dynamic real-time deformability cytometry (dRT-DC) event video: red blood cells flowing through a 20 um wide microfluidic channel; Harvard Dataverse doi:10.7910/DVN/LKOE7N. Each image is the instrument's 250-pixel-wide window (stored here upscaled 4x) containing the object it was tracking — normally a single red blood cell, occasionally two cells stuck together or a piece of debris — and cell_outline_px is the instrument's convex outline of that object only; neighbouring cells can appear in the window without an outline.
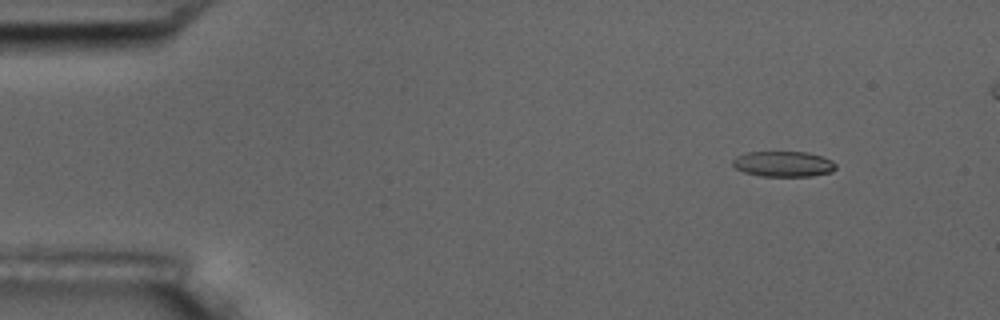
{"species": "common noctule bat (a hibernating species)", "species_latin": "Nyctalus noctula", "temperature_condition": "room temperature", "stored_images_in_passage": 6, "camera_frame_rate_fps": 3000, "um_per_image_px": 0.085, "animal": {"sex": "male", "body_mass_g": 17.5, "forearm_length_mm": 52.3}, "frame": {"image": 1, "passage_image": 2, "time_ms": 1.0, "image_size_px": [1000, 320], "cell_outline_px": [[836, 168], [832, 172], [812, 176], [760, 176], [744, 172], [736, 168], [732, 164], [732, 160], [736, 156], [748, 152], [808, 152], [832, 160], [836, 164]], "centroid_in_image_um": [66.59, 13.94], "position_along_channel_um": 18.4, "area_um2": 15.37}}